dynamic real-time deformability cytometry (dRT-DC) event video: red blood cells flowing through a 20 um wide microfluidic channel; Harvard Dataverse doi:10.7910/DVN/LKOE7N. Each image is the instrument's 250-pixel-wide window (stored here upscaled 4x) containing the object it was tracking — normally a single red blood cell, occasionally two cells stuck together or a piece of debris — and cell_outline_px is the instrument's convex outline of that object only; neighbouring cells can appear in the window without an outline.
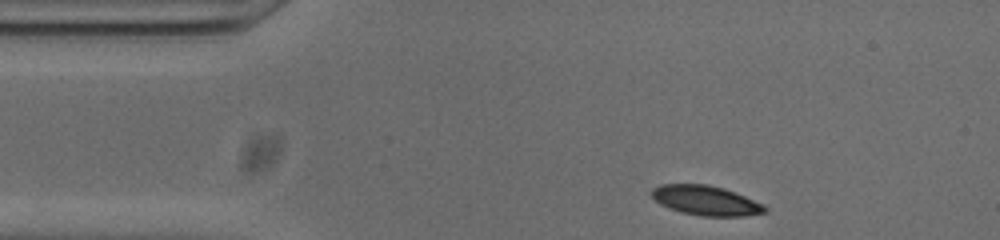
{"species": "common noctule bat (a hibernating species)", "species_latin": "Nyctalus noctula", "temperature_condition": "cold", "stored_images_in_passage": 46, "camera_frame_rate_fps": 3000, "um_per_image_px": 0.085, "animal": {"sex": "male", "body_mass_g": 20.0, "forearm_length_mm": 53.3}, "frame": {"image": 1, "passage_image": 1, "time_ms": 0.0, "image_size_px": [1000, 240], "cell_outline_px": [[768, 212], [744, 216], [700, 216], [680, 212], [668, 208], [660, 204], [652, 196], [652, 188], [660, 184], [708, 184], [724, 188], [736, 192], [764, 204], [768, 208]], "centroid_in_image_um": [60.03, 17.04], "position_along_channel_um": 25.0, "area_um2": 19.83}}
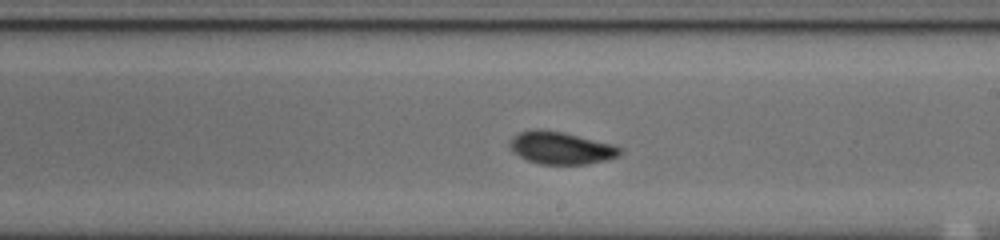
{"frame": {"image": 2, "passage_image": 22, "time_ms": 7.0, "image_size_px": [1000, 240], "cell_outline_px": [[624, 152], [616, 156], [604, 160], [584, 164], [540, 164], [528, 160], [512, 152], [512, 140], [520, 132], [536, 128], [564, 132], [612, 144], [620, 148]], "centroid_in_image_um": [47.7, 12.57], "position_along_channel_um": 241.3, "area_um2": 20.4}}
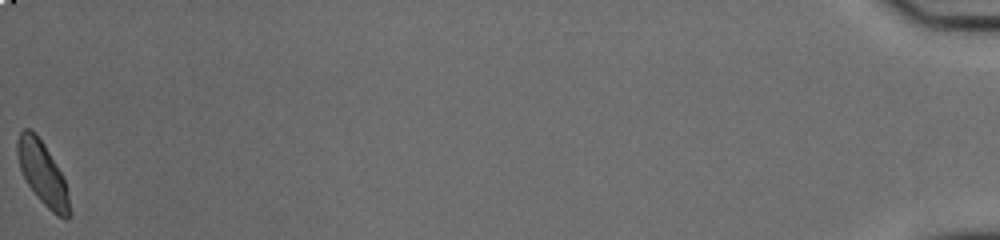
{"frame": {"image": 3, "passage_image": 46, "time_ms": 15.0, "image_size_px": [1000, 240], "cell_outline_px": [[72, 216], [68, 220], [64, 220], [56, 216], [36, 196], [28, 184], [20, 168], [16, 152], [16, 140], [20, 132], [24, 128], [28, 128], [36, 132], [44, 144], [60, 172], [64, 180], [72, 212]], "centroid_in_image_um": [3.62, 14.76], "position_along_channel_um": 431.6, "area_um2": 19.25}, "authors_computed_cell_mechanics": {"area_um2": 19.8543, "velocity_mm_per_s": 3.8032, "shape_relaxation_time_tau1_ms": 4.9727, "shape_relaxation_time_tau2_ms": 1.4803, "deformation_change_tau1": 0.1544, "deformation_change_tau2": 0.0427}}